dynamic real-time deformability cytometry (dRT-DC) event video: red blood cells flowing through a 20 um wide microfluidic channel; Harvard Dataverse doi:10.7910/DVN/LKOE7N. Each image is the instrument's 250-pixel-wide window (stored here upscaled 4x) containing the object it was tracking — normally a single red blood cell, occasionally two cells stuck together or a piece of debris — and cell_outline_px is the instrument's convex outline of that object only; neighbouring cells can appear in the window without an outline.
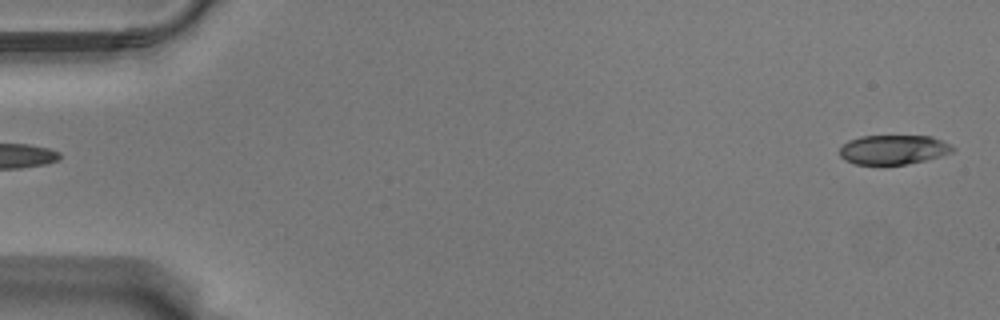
{"species": "Egyptian fruit bat (a non-hibernating species)", "species_latin": "Rousettus aegyptiacus", "temperature_condition": "warm", "stored_images_in_passage": 6, "segment_of_instrument_passage": [1, 2], "camera_frame_rate_fps": 3000, "um_per_image_px": 0.085, "animal": {"sex": "male"}, "frame": {"image": 1, "passage_image": 1, "time_ms": 0.0, "image_size_px": [1000, 320], "cell_outline_px": [[956, 148], [952, 152], [940, 156], [908, 164], [856, 164], [844, 160], [840, 156], [840, 148], [848, 140], [860, 136], [932, 136]], "centroid_in_image_um": [75.91, 12.71], "position_along_channel_um": 9.1, "area_um2": 19.25}}
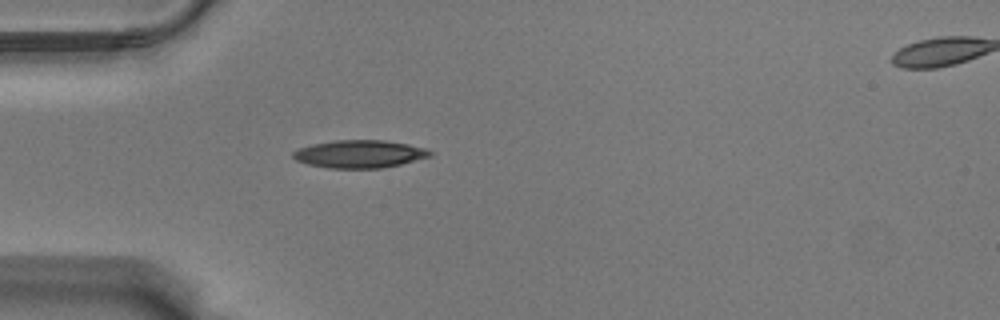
{"frame": {"image": 2, "passage_image": 5, "time_ms": 1.333, "image_size_px": [1000, 320], "cell_outline_px": [[432, 156], [384, 168], [328, 168], [308, 164], [296, 160], [292, 156], [292, 152], [300, 148], [312, 144], [332, 140], [384, 140], [408, 144], [424, 148], [432, 152]], "centroid_in_image_um": [30.55, 13.09], "position_along_channel_um": 54.4, "area_um2": 22.14}}